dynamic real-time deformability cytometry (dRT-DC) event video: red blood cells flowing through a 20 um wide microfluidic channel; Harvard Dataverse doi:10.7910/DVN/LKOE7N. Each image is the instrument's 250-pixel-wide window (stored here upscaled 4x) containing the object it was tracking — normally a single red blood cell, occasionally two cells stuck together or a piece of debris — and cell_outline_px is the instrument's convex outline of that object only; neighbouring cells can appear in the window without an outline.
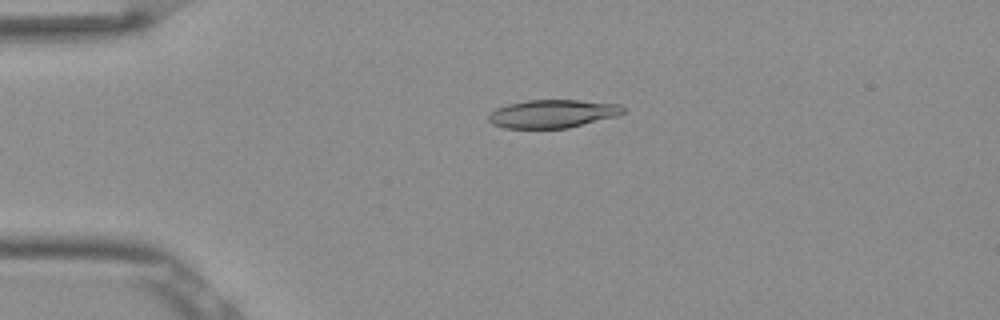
{"species": "Egyptian fruit bat (a non-hibernating species)", "species_latin": "Rousettus aegyptiacus", "temperature_condition": "room temperature", "stored_images_in_passage": 33, "camera_frame_rate_fps": 3000, "um_per_image_px": 0.085, "frame": {"image": 1, "passage_image": 1, "time_ms": 0.0, "image_size_px": [1000, 320], "cell_outline_px": [[624, 112], [616, 116], [568, 128], [504, 128], [492, 124], [488, 120], [488, 112], [496, 108], [508, 104], [528, 100], [576, 100], [620, 104], [624, 108]], "centroid_in_image_um": [46.93, 9.67], "position_along_channel_um": 38.1, "area_um2": 22.08}}
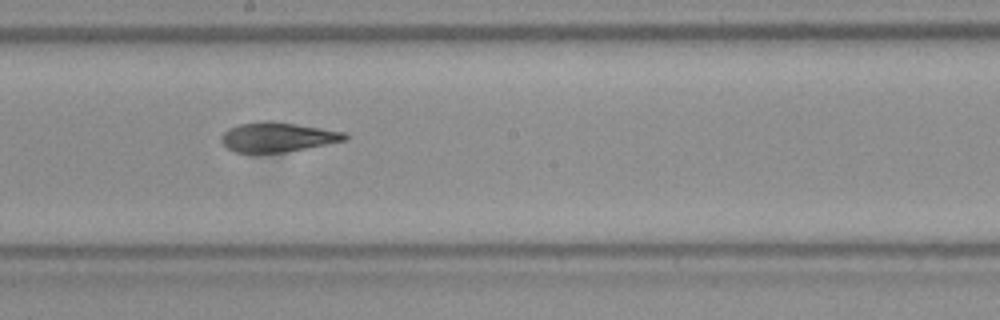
{"frame": {"image": 2, "passage_image": 18, "time_ms": 5.667, "image_size_px": [1000, 320], "cell_outline_px": [[348, 140], [284, 152], [232, 152], [220, 140], [220, 136], [228, 128], [240, 124], [256, 120], [276, 120], [344, 132], [348, 136]], "centroid_in_image_um": [23.57, 11.62], "position_along_channel_um": 224.6, "area_um2": 21.5}}
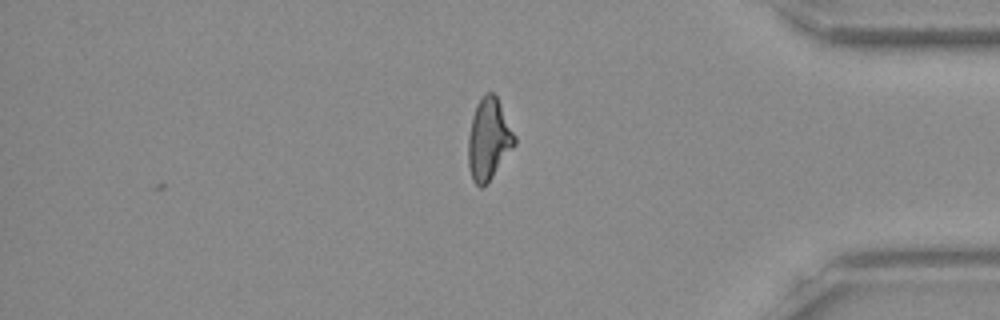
{"frame": {"image": 3, "passage_image": 33, "time_ms": 10.667, "image_size_px": [1000, 320], "cell_outline_px": [[516, 144], [488, 184], [484, 188], [480, 188], [472, 180], [468, 164], [468, 136], [472, 116], [476, 104], [488, 92], [492, 92], [496, 96], [516, 136]], "centroid_in_image_um": [41.54, 11.89], "position_along_channel_um": 393.7, "area_um2": 22.14}, "authors_computed_cell_mechanics": {"area_um2": 22.0218, "velocity_mm_per_s": 3.8886, "shape_relaxation_time_tau1_ms": 10.4853, "shape_relaxation_time_tau2_ms": 2.8476, "deformation_change_tau1": 0.252, "deformation_change_tau2": 0.107}}